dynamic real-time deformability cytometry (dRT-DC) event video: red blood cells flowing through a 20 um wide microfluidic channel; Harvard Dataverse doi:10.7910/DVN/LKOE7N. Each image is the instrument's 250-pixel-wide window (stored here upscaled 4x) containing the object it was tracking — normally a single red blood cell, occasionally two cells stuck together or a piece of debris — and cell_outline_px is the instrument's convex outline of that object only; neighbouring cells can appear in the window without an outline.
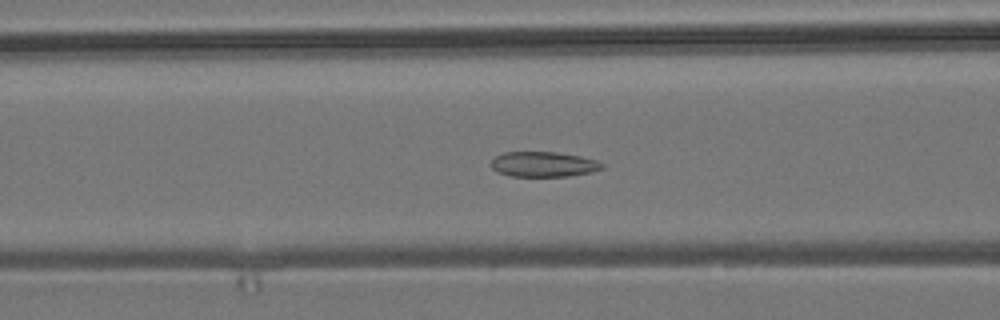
{"species": "common noctule bat (a hibernating species)", "species_latin": "Nyctalus noctula", "temperature_condition": "room temperature", "stored_images_in_passage": 38, "camera_frame_rate_fps": 3000, "um_per_image_px": 0.085, "animal": {"sex": "male", "body_mass_g": 19.2, "forearm_length_mm": 51.8}, "frame": {"image": 1, "passage_image": 6, "time_ms": 1.667, "image_size_px": [1000, 320], "cell_outline_px": [[604, 168], [592, 172], [568, 176], [512, 176], [496, 172], [492, 168], [492, 160], [496, 156], [504, 152], [556, 152], [580, 156], [596, 160], [604, 164]], "centroid_in_image_um": [46.21, 13.96], "position_along_channel_um": 120.4, "area_um2": 16.24}}
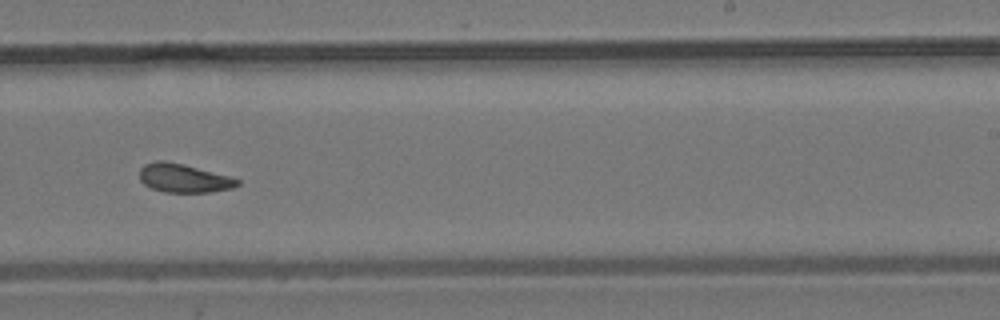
{"frame": {"image": 2, "passage_image": 18, "time_ms": 5.667, "image_size_px": [1000, 320], "cell_outline_px": [[240, 184], [232, 188], [208, 192], [164, 192], [152, 188], [144, 184], [140, 180], [140, 168], [144, 164], [156, 160], [164, 160], [184, 164], [228, 176], [240, 180]], "centroid_in_image_um": [15.59, 15.13], "position_along_channel_um": 273.4, "area_um2": 16.24}}
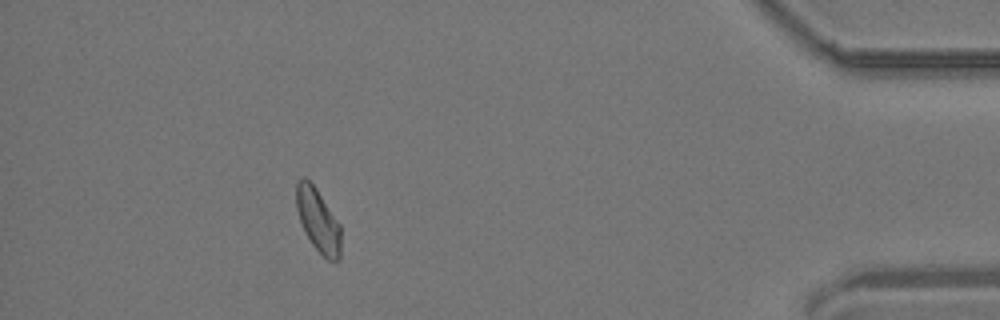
{"frame": {"image": 3, "passage_image": 33, "time_ms": 10.667, "image_size_px": [1000, 320], "cell_outline_px": [[340, 260], [328, 260], [312, 244], [304, 232], [296, 208], [296, 180], [300, 176], [304, 176], [316, 188], [340, 224]], "centroid_in_image_um": [27.01, 18.69], "position_along_channel_um": 408.2, "area_um2": 16.42}, "authors_computed_cell_mechanics": {"area_um2": 16.6464, "velocity_mm_per_s": 3.8276, "shape_relaxation_time_tau1_ms": 7.1994, "shape_relaxation_time_tau2_ms": 1.4943, "deformation_change_tau1": 0.142, "deformation_change_tau2": 0.0805}}